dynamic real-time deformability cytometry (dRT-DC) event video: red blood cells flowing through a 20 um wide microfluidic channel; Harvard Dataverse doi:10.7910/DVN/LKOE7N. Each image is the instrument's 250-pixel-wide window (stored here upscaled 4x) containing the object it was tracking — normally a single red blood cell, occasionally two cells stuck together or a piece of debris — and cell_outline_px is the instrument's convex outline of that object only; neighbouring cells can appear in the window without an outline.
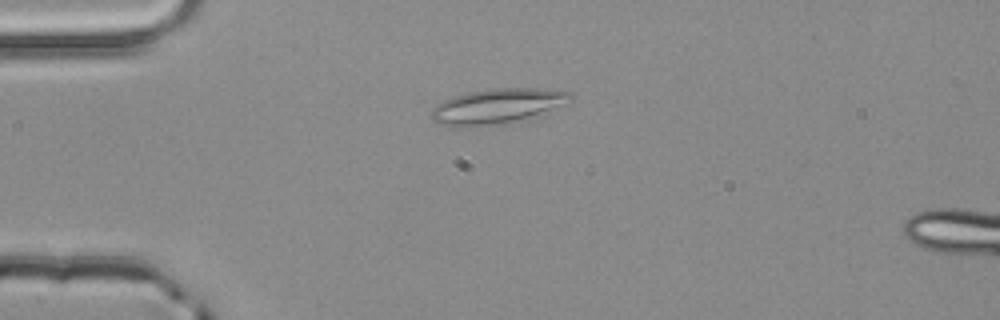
{"species": "common noctule bat (a hibernating species)", "species_latin": "Nyctalus noctula", "temperature_condition": "room temperature", "stored_images_in_passage": 1, "camera_frame_rate_fps": 3000, "um_per_image_px": 0.085, "animal": {"sex": "male", "body_mass_g": 20.4}, "frame": {"image": 1, "passage_image": 1, "time_ms": 0.0, "image_size_px": [1000, 320], "cell_outline_px": [[572, 100], [568, 104], [544, 116], [504, 124], [456, 128], [452, 128], [440, 124], [432, 120], [432, 108], [436, 104], [452, 96], [468, 92], [488, 88], [532, 88], [568, 92], [572, 96]], "centroid_in_image_um": [42.31, 9.06], "position_along_channel_um": 42.7, "area_um2": 29.48}}